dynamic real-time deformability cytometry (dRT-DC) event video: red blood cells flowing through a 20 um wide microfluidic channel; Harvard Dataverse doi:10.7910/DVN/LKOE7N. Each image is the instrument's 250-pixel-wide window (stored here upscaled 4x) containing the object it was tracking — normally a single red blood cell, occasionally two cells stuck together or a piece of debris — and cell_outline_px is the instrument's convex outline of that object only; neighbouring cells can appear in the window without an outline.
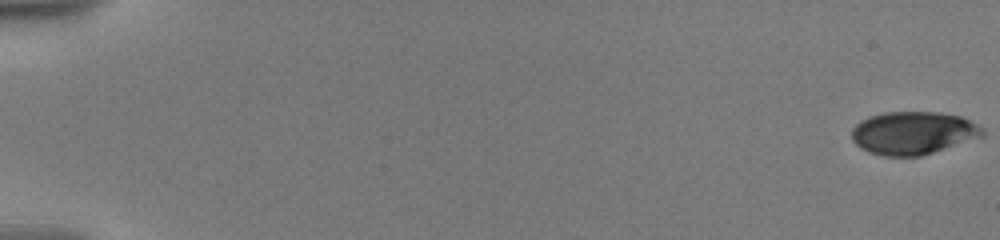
{"species": "human", "species_latin": "Homo sapiens", "temperature_condition": "warm", "stored_images_in_passage": 51, "camera_frame_rate_fps": 3000, "um_per_image_px": 0.085, "donor": {"sex": "male"}, "frame": {"image": 1, "passage_image": 1, "time_ms": 0.0, "image_size_px": [1000, 240], "cell_outline_px": [[984, 136], [920, 156], [884, 156], [868, 152], [860, 148], [852, 140], [852, 128], [860, 120], [868, 116], [884, 112], [936, 112], [960, 116], [984, 128]], "centroid_in_image_um": [77.59, 11.3], "position_along_channel_um": 7.4, "area_um2": 32.71}}
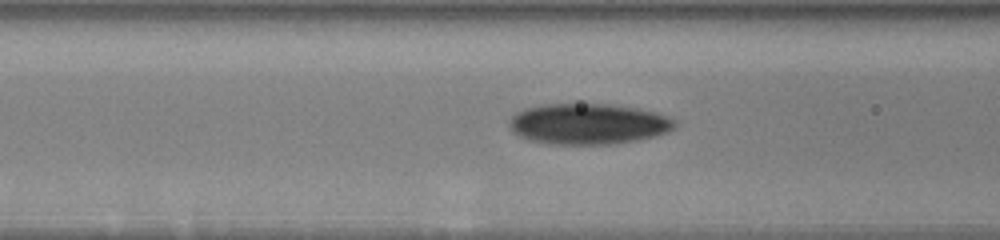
{"frame": {"image": 2, "passage_image": 29, "time_ms": 8.333, "image_size_px": [1000, 240], "cell_outline_px": [[676, 128], [668, 132], [636, 140], [616, 144], [556, 144], [532, 140], [520, 136], [512, 132], [508, 124], [508, 120], [516, 112], [524, 108], [544, 104], [612, 104], [640, 108], [656, 112], [668, 116], [676, 120]], "centroid_in_image_um": [50.02, 10.52], "position_along_channel_um": 116.6, "area_um2": 39.59}}
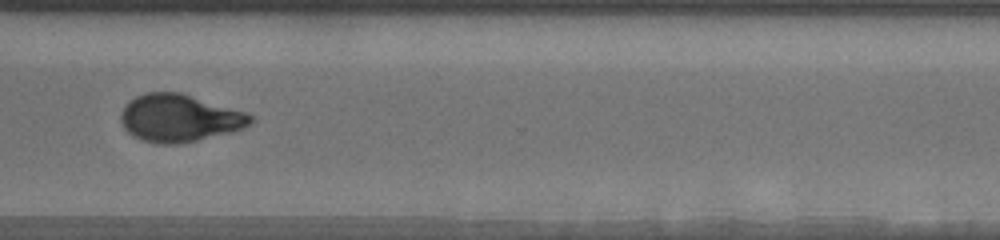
{"frame": {"image": 3, "passage_image": 50, "time_ms": 15.0, "image_size_px": [1000, 240], "cell_outline_px": [[252, 120], [248, 124], [240, 128], [196, 140], [172, 144], [160, 144], [144, 140], [128, 132], [124, 128], [120, 120], [120, 112], [124, 104], [128, 100], [136, 96], [148, 92], [180, 92], [248, 112], [252, 116]], "centroid_in_image_um": [15.19, 10.0], "position_along_channel_um": 355.4, "area_um2": 35.43}}